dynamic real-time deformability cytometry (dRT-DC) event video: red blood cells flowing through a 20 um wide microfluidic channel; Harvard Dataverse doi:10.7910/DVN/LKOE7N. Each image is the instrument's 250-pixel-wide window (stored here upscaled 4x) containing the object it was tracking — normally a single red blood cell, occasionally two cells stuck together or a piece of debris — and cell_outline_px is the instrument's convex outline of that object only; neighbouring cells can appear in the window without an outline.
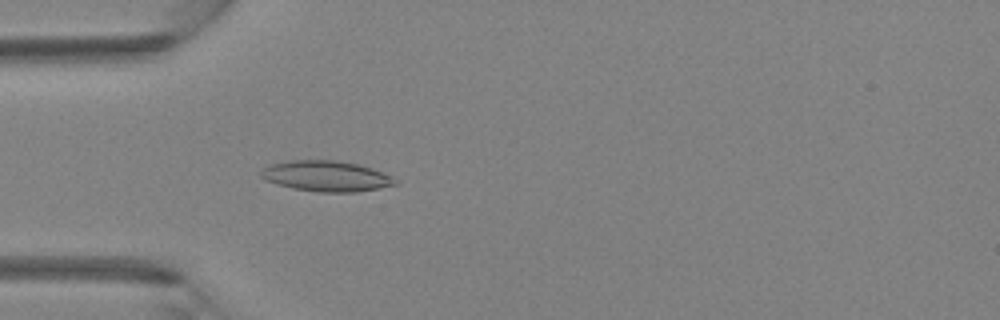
{"species": "Egyptian fruit bat (a non-hibernating species)", "species_latin": "Rousettus aegyptiacus", "temperature_condition": "room temperature", "stored_images_in_passage": 4, "camera_frame_rate_fps": 3000, "um_per_image_px": 0.085, "animal": {"sex": "female"}, "frame": {"image": 1, "passage_image": 4, "time_ms": 1.0, "image_size_px": [1000, 320], "cell_outline_px": [[400, 184], [380, 188], [356, 192], [316, 192], [292, 188], [276, 184], [264, 180], [260, 176], [260, 172], [268, 164], [288, 160], [336, 160], [360, 164], [384, 172], [392, 176]], "centroid_in_image_um": [27.74, 14.97], "position_along_channel_um": 57.3, "area_um2": 24.39}}